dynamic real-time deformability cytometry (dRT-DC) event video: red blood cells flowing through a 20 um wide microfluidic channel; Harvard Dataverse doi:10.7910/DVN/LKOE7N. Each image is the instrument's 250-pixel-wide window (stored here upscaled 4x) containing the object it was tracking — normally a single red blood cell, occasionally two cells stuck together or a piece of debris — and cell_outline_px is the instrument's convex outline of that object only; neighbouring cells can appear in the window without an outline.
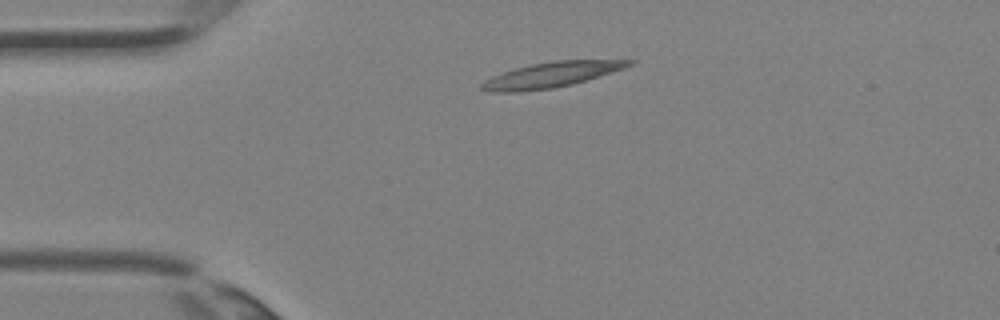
{"species": "Egyptian fruit bat (a non-hibernating species)", "species_latin": "Rousettus aegyptiacus", "temperature_condition": "room temperature", "stored_images_in_passage": 1, "camera_frame_rate_fps": 3000, "um_per_image_px": 0.085, "animal": {"sex": "female"}, "frame": {"image": 1, "passage_image": 1, "time_ms": 0.0, "image_size_px": [1000, 320], "cell_outline_px": [[636, 64], [588, 80], [572, 84], [552, 88], [520, 92], [488, 92], [480, 88], [480, 84], [484, 80], [492, 76], [512, 68], [552, 60], [636, 60]], "centroid_in_image_um": [46.84, 6.35], "position_along_channel_um": 38.2, "area_um2": 21.96}}